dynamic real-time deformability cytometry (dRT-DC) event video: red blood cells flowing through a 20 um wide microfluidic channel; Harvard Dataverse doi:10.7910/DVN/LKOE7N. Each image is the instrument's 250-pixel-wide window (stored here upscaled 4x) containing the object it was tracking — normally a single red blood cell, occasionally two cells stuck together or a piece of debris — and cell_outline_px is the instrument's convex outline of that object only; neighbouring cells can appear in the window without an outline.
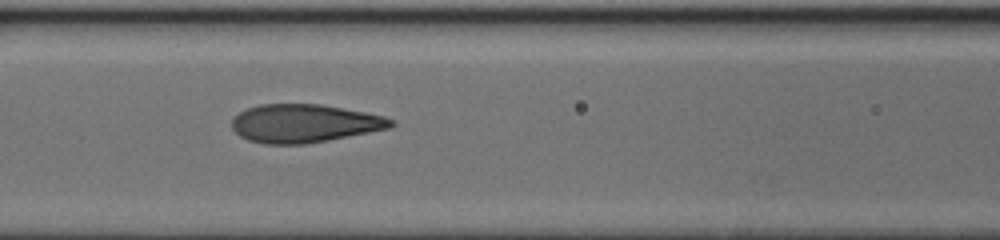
{"species": "human", "species_latin": "Homo sapiens", "temperature_condition": "cold", "stored_images_in_passage": 42, "camera_frame_rate_fps": 3000, "um_per_image_px": 0.085, "donor": {"sex": "female"}, "frame": {"image": 1, "passage_image": 19, "time_ms": 6.0, "image_size_px": [1000, 240], "cell_outline_px": [[396, 124], [392, 128], [328, 140], [304, 144], [264, 144], [248, 140], [240, 136], [232, 128], [232, 120], [240, 112], [248, 108], [260, 104], [320, 104], [364, 112], [384, 116], [392, 120]], "centroid_in_image_um": [25.88, 10.49], "position_along_channel_um": 140.7, "area_um2": 35.37}}
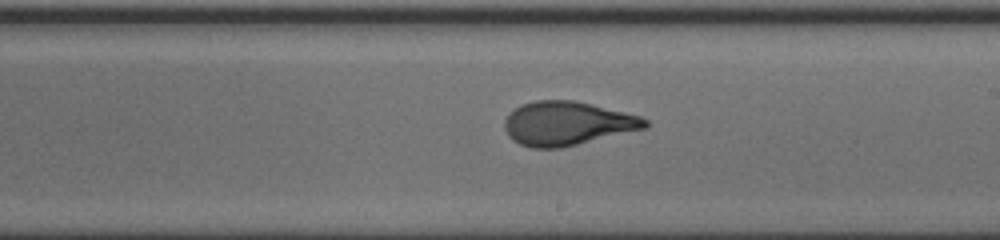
{"frame": {"image": 2, "passage_image": 27, "time_ms": 8.667, "image_size_px": [1000, 240], "cell_outline_px": [[648, 128], [560, 148], [532, 148], [520, 144], [512, 140], [508, 136], [504, 128], [504, 120], [520, 104], [536, 100], [576, 100], [640, 116], [648, 120]], "centroid_in_image_um": [48.21, 10.49], "position_along_channel_um": 240.8, "area_um2": 35.95}}
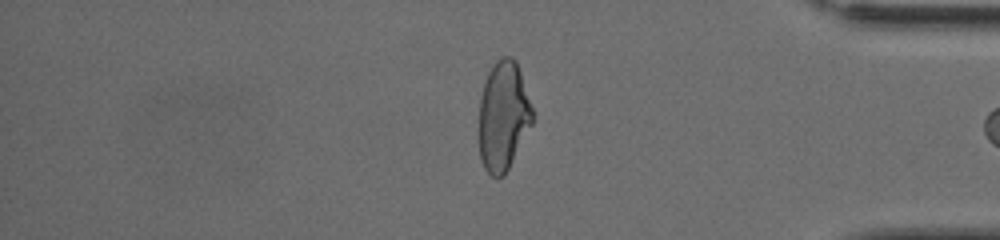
{"frame": {"image": 3, "passage_image": 41, "time_ms": 13.333, "image_size_px": [1000, 240], "cell_outline_px": [[536, 112], [532, 124], [504, 176], [496, 180], [484, 168], [480, 160], [476, 132], [476, 128], [480, 96], [488, 72], [492, 64], [496, 60], [504, 56], [512, 56], [516, 60]], "centroid_in_image_um": [42.75, 9.87], "position_along_channel_um": 392.4, "area_um2": 35.55}}